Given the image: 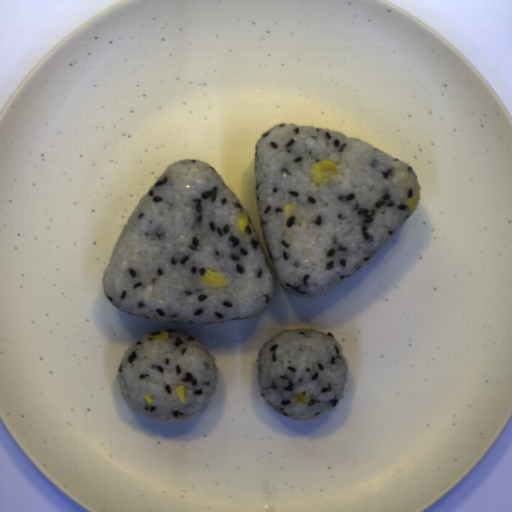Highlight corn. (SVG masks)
I'll list each match as a JSON object with an SVG mask.
<instances>
[{
    "instance_id": "6a14855c",
    "label": "corn",
    "mask_w": 512,
    "mask_h": 512,
    "mask_svg": "<svg viewBox=\"0 0 512 512\" xmlns=\"http://www.w3.org/2000/svg\"><path fill=\"white\" fill-rule=\"evenodd\" d=\"M309 396H307L306 394H300V393H297L296 397H295V404H301L302 402H304L306 399H308Z\"/></svg>"
},
{
    "instance_id": "cfcad685",
    "label": "corn",
    "mask_w": 512,
    "mask_h": 512,
    "mask_svg": "<svg viewBox=\"0 0 512 512\" xmlns=\"http://www.w3.org/2000/svg\"><path fill=\"white\" fill-rule=\"evenodd\" d=\"M176 394L182 404L186 402L187 388L185 385H178L175 387Z\"/></svg>"
},
{
    "instance_id": "51d56268",
    "label": "corn",
    "mask_w": 512,
    "mask_h": 512,
    "mask_svg": "<svg viewBox=\"0 0 512 512\" xmlns=\"http://www.w3.org/2000/svg\"><path fill=\"white\" fill-rule=\"evenodd\" d=\"M326 172L337 174L336 163L332 159L320 160L310 167V174H312V179L317 185L323 183Z\"/></svg>"
},
{
    "instance_id": "f1292c28",
    "label": "corn",
    "mask_w": 512,
    "mask_h": 512,
    "mask_svg": "<svg viewBox=\"0 0 512 512\" xmlns=\"http://www.w3.org/2000/svg\"><path fill=\"white\" fill-rule=\"evenodd\" d=\"M201 283L205 284H214L216 285V288H227V279H223L220 277L215 271L212 269H208L205 271L203 276L200 279Z\"/></svg>"
},
{
    "instance_id": "5cfa1b94",
    "label": "corn",
    "mask_w": 512,
    "mask_h": 512,
    "mask_svg": "<svg viewBox=\"0 0 512 512\" xmlns=\"http://www.w3.org/2000/svg\"><path fill=\"white\" fill-rule=\"evenodd\" d=\"M242 215L239 216L236 220L238 226H239V231L240 233L243 234V236L246 237V232H245V229H246V226L248 225L249 223V216H248V213L244 210L242 211L241 213Z\"/></svg>"
},
{
    "instance_id": "a0e27810",
    "label": "corn",
    "mask_w": 512,
    "mask_h": 512,
    "mask_svg": "<svg viewBox=\"0 0 512 512\" xmlns=\"http://www.w3.org/2000/svg\"><path fill=\"white\" fill-rule=\"evenodd\" d=\"M151 319H153V320H154V321H156V322H157V321H160V320H159V318H158V316H155V317H153V318H151Z\"/></svg>"
},
{
    "instance_id": "42891da5",
    "label": "corn",
    "mask_w": 512,
    "mask_h": 512,
    "mask_svg": "<svg viewBox=\"0 0 512 512\" xmlns=\"http://www.w3.org/2000/svg\"><path fill=\"white\" fill-rule=\"evenodd\" d=\"M143 397H144V399L147 401V403H148L149 405H150V404H152L153 400H152V397H151V395H150V394H148V393H147V394H145Z\"/></svg>"
},
{
    "instance_id": "2b8c4276",
    "label": "corn",
    "mask_w": 512,
    "mask_h": 512,
    "mask_svg": "<svg viewBox=\"0 0 512 512\" xmlns=\"http://www.w3.org/2000/svg\"><path fill=\"white\" fill-rule=\"evenodd\" d=\"M419 199H420V194H418L414 200L411 198L406 199V202L408 204V207H407L408 211L412 212L413 210H415L417 208V203H418Z\"/></svg>"
},
{
    "instance_id": "30e3d8cc",
    "label": "corn",
    "mask_w": 512,
    "mask_h": 512,
    "mask_svg": "<svg viewBox=\"0 0 512 512\" xmlns=\"http://www.w3.org/2000/svg\"><path fill=\"white\" fill-rule=\"evenodd\" d=\"M152 339L169 340V333L165 329H162L158 335L152 336Z\"/></svg>"
},
{
    "instance_id": "79e197a2",
    "label": "corn",
    "mask_w": 512,
    "mask_h": 512,
    "mask_svg": "<svg viewBox=\"0 0 512 512\" xmlns=\"http://www.w3.org/2000/svg\"><path fill=\"white\" fill-rule=\"evenodd\" d=\"M292 205H293V203L291 201V202L287 203L283 208L284 213H285L284 223H286V224H287L288 220L292 217Z\"/></svg>"
}]
</instances>
